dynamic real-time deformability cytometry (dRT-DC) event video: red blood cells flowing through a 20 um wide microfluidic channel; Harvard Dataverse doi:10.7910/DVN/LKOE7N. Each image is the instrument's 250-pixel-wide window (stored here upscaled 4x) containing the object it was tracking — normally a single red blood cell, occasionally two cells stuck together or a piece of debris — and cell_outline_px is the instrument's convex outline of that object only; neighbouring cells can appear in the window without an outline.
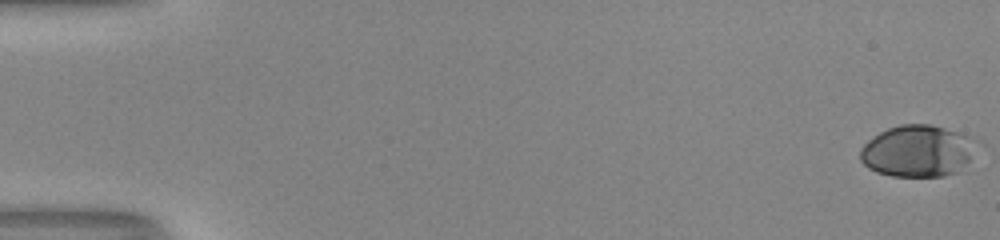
{"species": "human", "species_latin": "Homo sapiens", "temperature_condition": "room temperature", "stored_images_in_passage": 53, "camera_frame_rate_fps": 3000, "um_per_image_px": 0.085, "donor": {"sex": "male"}, "frame": {"image": 1, "passage_image": 1, "time_ms": 0.0, "image_size_px": [1000, 240], "cell_outline_px": [[976, 144], [968, 160], [956, 172], [944, 176], [892, 176], [876, 172], [868, 168], [860, 160], [860, 148], [868, 140], [880, 132], [888, 128], [900, 124], [928, 124], [944, 128], [968, 136], [976, 140]], "centroid_in_image_um": [77.94, 12.83], "position_along_channel_um": 7.1, "area_um2": 34.74}}
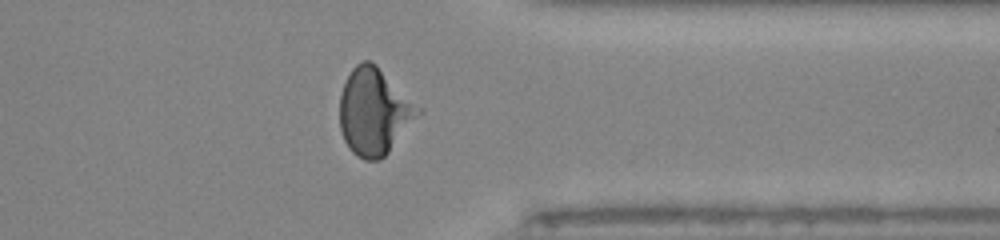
{"frame": {"image": 2, "passage_image": 43, "time_ms": 14.0, "image_size_px": [1000, 240], "cell_outline_px": [[424, 112], [388, 152], [380, 160], [364, 160], [356, 156], [348, 148], [344, 140], [340, 128], [340, 96], [344, 84], [352, 68], [356, 64], [364, 60], [372, 60]], "centroid_in_image_um": [31.8, 9.5], "position_along_channel_um": 379.6, "area_um2": 39.54}}
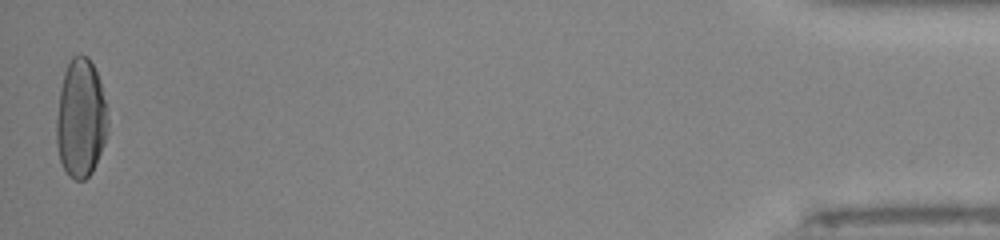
{"frame": {"image": 3, "passage_image": 53, "time_ms": 17.333, "image_size_px": [1000, 240], "cell_outline_px": [[108, 124], [104, 144], [92, 172], [84, 180], [76, 180], [68, 176], [60, 160], [56, 144], [56, 120], [60, 88], [64, 72], [68, 60], [72, 56], [80, 52], [88, 56], [100, 80], [108, 108]], "centroid_in_image_um": [6.87, 10.02], "position_along_channel_um": 428.3, "area_um2": 36.07}, "authors_computed_cell_mechanics": {"area_um2": 35.4892, "velocity_mm_per_s": 4.0483, "shape_relaxation_time_tau1_ms": 5.3701, "shape_relaxation_time_tau2_ms": 0.847, "deformation_change_tau1": 0.2163, "deformation_change_tau2": 0.0564}}